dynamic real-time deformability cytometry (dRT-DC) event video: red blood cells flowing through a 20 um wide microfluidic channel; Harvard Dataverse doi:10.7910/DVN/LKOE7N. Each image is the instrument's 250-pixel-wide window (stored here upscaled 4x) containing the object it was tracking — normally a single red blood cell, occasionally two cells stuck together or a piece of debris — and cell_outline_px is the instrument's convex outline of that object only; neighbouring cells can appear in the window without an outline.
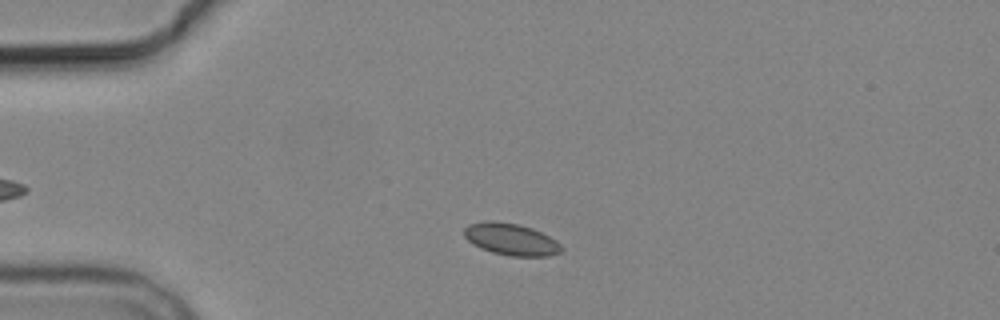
{"species": "common noctule bat (a hibernating species)", "species_latin": "Nyctalus noctula", "temperature_condition": "cold", "stored_images_in_passage": 4, "camera_frame_rate_fps": 3000, "um_per_image_px": 0.085, "animal": {"sex": "male", "body_mass_g": 19.2, "forearm_length_mm": 51.8}, "frame": {"image": 1, "passage_image": 2, "time_ms": 1.0, "image_size_px": [1000, 320], "cell_outline_px": [[564, 248], [560, 252], [548, 256], [508, 256], [492, 252], [480, 248], [472, 244], [464, 236], [464, 228], [468, 224], [488, 220], [492, 220], [516, 224], [532, 228], [556, 240]], "centroid_in_image_um": [43.41, 20.34], "position_along_channel_um": 41.6, "area_um2": 18.09}}
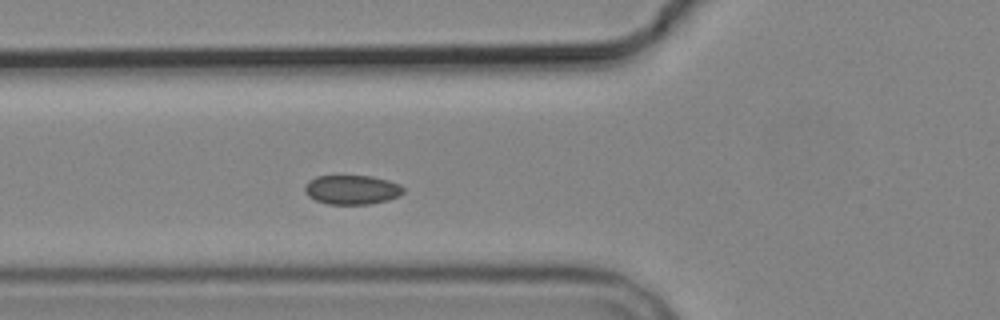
{"frame": {"image": 2, "passage_image": 4, "time_ms": 3.333, "image_size_px": [1000, 320], "cell_outline_px": [[404, 192], [400, 196], [388, 200], [372, 204], [328, 204], [316, 200], [308, 196], [304, 192], [304, 188], [308, 180], [316, 176], [372, 176], [388, 180], [400, 184], [404, 188]], "centroid_in_image_um": [29.93, 16.13], "position_along_channel_um": 95.9, "area_um2": 16.99}}